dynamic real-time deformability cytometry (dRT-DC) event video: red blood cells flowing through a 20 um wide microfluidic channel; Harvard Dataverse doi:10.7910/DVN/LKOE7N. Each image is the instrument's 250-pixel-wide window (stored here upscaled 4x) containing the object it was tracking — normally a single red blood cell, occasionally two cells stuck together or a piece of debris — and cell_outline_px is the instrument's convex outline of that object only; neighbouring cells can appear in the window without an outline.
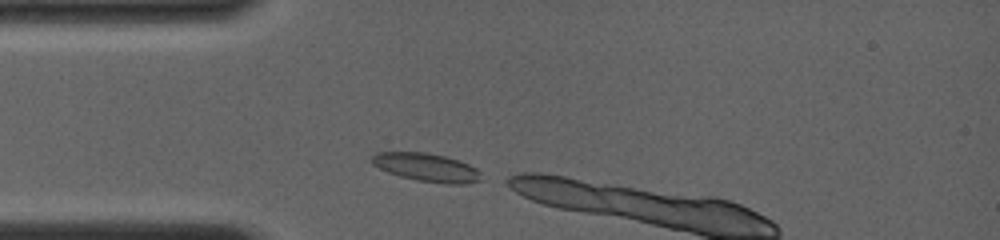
{"species": "common noctule bat (a hibernating species)", "species_latin": "Nyctalus noctula", "temperature_condition": "room temperature", "stored_images_in_passage": 3, "camera_frame_rate_fps": 4000, "um_per_image_px": 0.085, "animal": {"sex": "female", "body_mass_g": 19.0, "forearm_length_mm": 56.7}, "frame": {"image": 1, "passage_image": 1, "time_ms": 0.0, "image_size_px": [1000, 240], "cell_outline_px": [[480, 180], [464, 184], [444, 184], [420, 180], [400, 176], [388, 172], [372, 164], [368, 160], [376, 152], [424, 152], [444, 156], [460, 160], [476, 168], [480, 172]], "centroid_in_image_um": [36.24, 14.22], "position_along_channel_um": 48.8, "area_um2": 17.98}}